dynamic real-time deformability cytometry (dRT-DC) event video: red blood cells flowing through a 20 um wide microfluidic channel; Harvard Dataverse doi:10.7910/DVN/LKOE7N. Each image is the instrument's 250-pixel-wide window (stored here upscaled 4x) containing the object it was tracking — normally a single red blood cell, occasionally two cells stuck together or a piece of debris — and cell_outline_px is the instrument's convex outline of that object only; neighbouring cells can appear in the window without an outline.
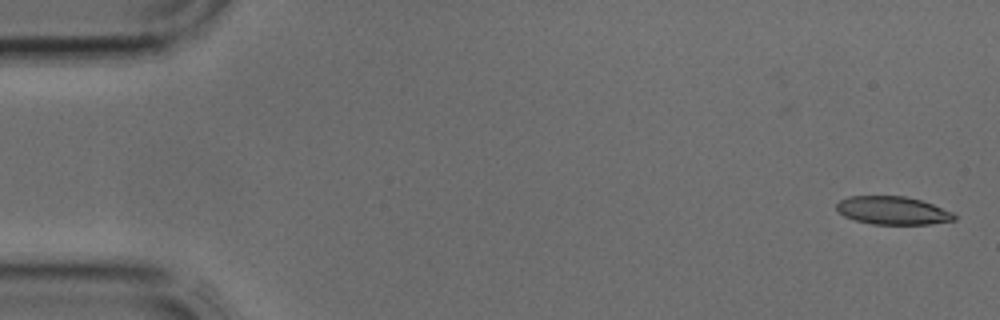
{"species": "common noctule bat (a hibernating species)", "species_latin": "Nyctalus noctula", "temperature_condition": "cold", "stored_images_in_passage": 4, "camera_frame_rate_fps": 3000, "um_per_image_px": 0.085, "animal": {"sex": "male", "body_mass_g": 17.9, "forearm_length_mm": 54.2}, "frame": {"image": 1, "passage_image": 2, "time_ms": 0.333, "image_size_px": [1000, 320], "cell_outline_px": [[956, 220], [932, 224], [872, 224], [856, 220], [844, 216], [836, 208], [836, 204], [840, 200], [848, 196], [904, 196], [920, 200], [932, 204], [952, 212], [956, 216]], "centroid_in_image_um": [75.88, 17.89], "position_along_channel_um": 9.1, "area_um2": 19.19}}